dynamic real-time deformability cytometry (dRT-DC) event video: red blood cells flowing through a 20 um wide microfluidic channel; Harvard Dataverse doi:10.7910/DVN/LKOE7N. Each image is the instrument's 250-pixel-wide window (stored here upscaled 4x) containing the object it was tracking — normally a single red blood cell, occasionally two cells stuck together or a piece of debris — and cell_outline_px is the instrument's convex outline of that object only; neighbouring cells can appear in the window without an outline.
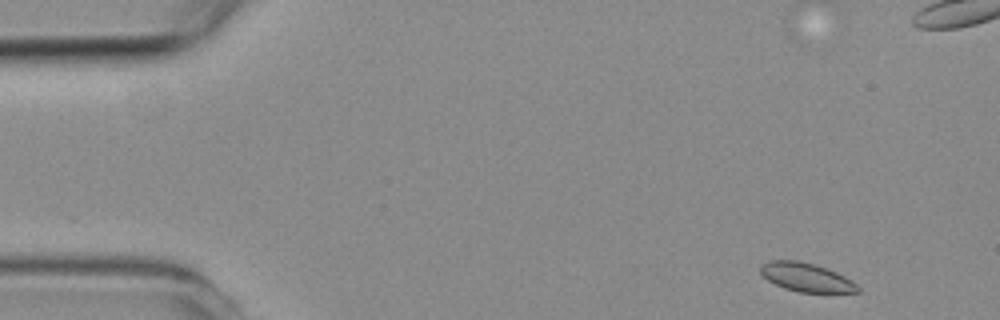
{"species": "common noctule bat (a hibernating species)", "species_latin": "Nyctalus noctula", "temperature_condition": "room temperature", "stored_images_in_passage": 10, "camera_frame_rate_fps": 3000, "um_per_image_px": 0.085, "animal": {"sex": "female", "body_mass_g": 19.3, "forearm_length_mm": 54.1}, "frame": {"image": 1, "passage_image": 1, "time_ms": 0.0, "image_size_px": [1000, 320], "cell_outline_px": [[860, 292], [800, 292], [784, 288], [768, 280], [760, 272], [760, 264], [768, 260], [796, 260], [812, 264], [836, 272], [852, 280], [860, 288]], "centroid_in_image_um": [68.51, 23.56], "position_along_channel_um": 16.5, "area_um2": 16.07}}
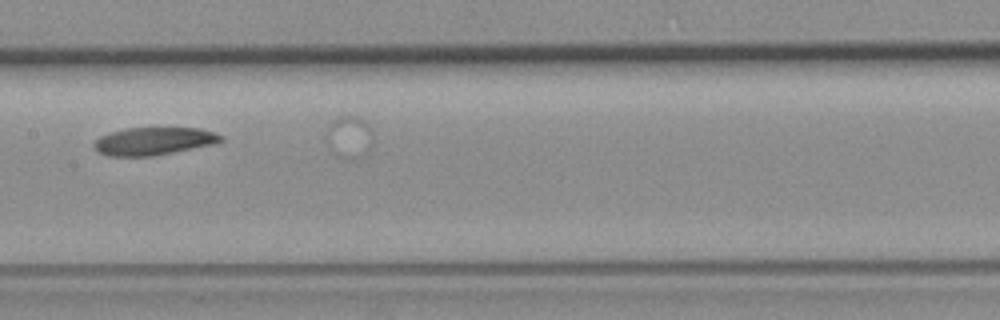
{"frame": {"image": 2, "passage_image": 8, "time_ms": 9.333, "image_size_px": [1000, 320], "cell_outline_px": [[224, 140], [216, 144], [152, 156], [108, 156], [92, 148], [92, 144], [100, 136], [108, 132], [128, 128], [200, 128], [224, 136]], "centroid_in_image_um": [13.06, 12.0], "position_along_channel_um": 194.3, "area_um2": 20.63}}
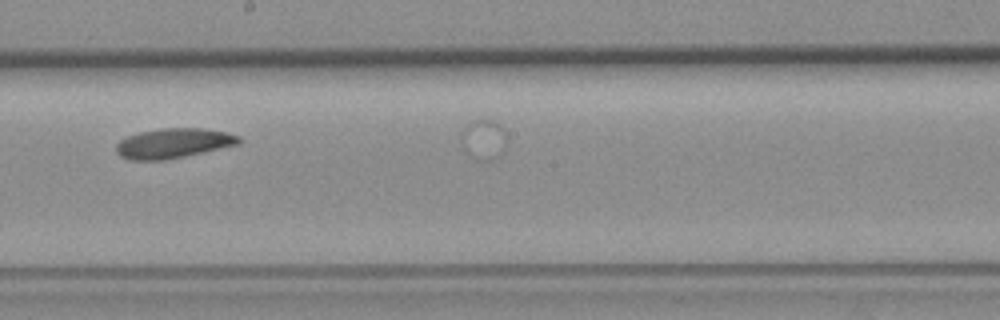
{"frame": {"image": 3, "passage_image": 9, "time_ms": 10.333, "image_size_px": [1000, 320], "cell_outline_px": [[244, 140], [240, 144], [184, 156], [164, 160], [132, 160], [120, 156], [116, 152], [116, 144], [120, 140], [128, 136], [140, 132], [160, 128], [200, 128], [228, 132], [240, 136]], "centroid_in_image_um": [14.77, 12.17], "position_along_channel_um": 233.4, "area_um2": 21.39}}